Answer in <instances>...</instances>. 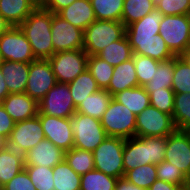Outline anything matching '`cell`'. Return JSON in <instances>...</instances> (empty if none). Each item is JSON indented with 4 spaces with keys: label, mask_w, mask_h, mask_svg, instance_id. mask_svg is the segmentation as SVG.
I'll use <instances>...</instances> for the list:
<instances>
[{
    "label": "cell",
    "mask_w": 190,
    "mask_h": 190,
    "mask_svg": "<svg viewBox=\"0 0 190 190\" xmlns=\"http://www.w3.org/2000/svg\"><path fill=\"white\" fill-rule=\"evenodd\" d=\"M52 12L36 8L20 25L36 59H49L54 54L51 35Z\"/></svg>",
    "instance_id": "6da1fadb"
},
{
    "label": "cell",
    "mask_w": 190,
    "mask_h": 190,
    "mask_svg": "<svg viewBox=\"0 0 190 190\" xmlns=\"http://www.w3.org/2000/svg\"><path fill=\"white\" fill-rule=\"evenodd\" d=\"M126 35L122 22L95 20L84 30L83 50L89 55H97L104 47Z\"/></svg>",
    "instance_id": "7a4b0ae2"
},
{
    "label": "cell",
    "mask_w": 190,
    "mask_h": 190,
    "mask_svg": "<svg viewBox=\"0 0 190 190\" xmlns=\"http://www.w3.org/2000/svg\"><path fill=\"white\" fill-rule=\"evenodd\" d=\"M125 139L107 136L93 152L94 167L106 175L124 177L123 151Z\"/></svg>",
    "instance_id": "3957f363"
},
{
    "label": "cell",
    "mask_w": 190,
    "mask_h": 190,
    "mask_svg": "<svg viewBox=\"0 0 190 190\" xmlns=\"http://www.w3.org/2000/svg\"><path fill=\"white\" fill-rule=\"evenodd\" d=\"M107 136L124 139L136 136V115L114 98L100 119Z\"/></svg>",
    "instance_id": "277c9868"
},
{
    "label": "cell",
    "mask_w": 190,
    "mask_h": 190,
    "mask_svg": "<svg viewBox=\"0 0 190 190\" xmlns=\"http://www.w3.org/2000/svg\"><path fill=\"white\" fill-rule=\"evenodd\" d=\"M70 120L74 136V148L94 151L107 137L99 119L75 112Z\"/></svg>",
    "instance_id": "5b68a950"
},
{
    "label": "cell",
    "mask_w": 190,
    "mask_h": 190,
    "mask_svg": "<svg viewBox=\"0 0 190 190\" xmlns=\"http://www.w3.org/2000/svg\"><path fill=\"white\" fill-rule=\"evenodd\" d=\"M159 35L170 51L179 56L190 46V15H165L159 25Z\"/></svg>",
    "instance_id": "8992f818"
},
{
    "label": "cell",
    "mask_w": 190,
    "mask_h": 190,
    "mask_svg": "<svg viewBox=\"0 0 190 190\" xmlns=\"http://www.w3.org/2000/svg\"><path fill=\"white\" fill-rule=\"evenodd\" d=\"M88 57L83 49H77L56 52L48 60L56 81L70 83L87 69Z\"/></svg>",
    "instance_id": "52a82bcc"
},
{
    "label": "cell",
    "mask_w": 190,
    "mask_h": 190,
    "mask_svg": "<svg viewBox=\"0 0 190 190\" xmlns=\"http://www.w3.org/2000/svg\"><path fill=\"white\" fill-rule=\"evenodd\" d=\"M175 130L172 116L152 105L136 115V137H167Z\"/></svg>",
    "instance_id": "ba28073f"
},
{
    "label": "cell",
    "mask_w": 190,
    "mask_h": 190,
    "mask_svg": "<svg viewBox=\"0 0 190 190\" xmlns=\"http://www.w3.org/2000/svg\"><path fill=\"white\" fill-rule=\"evenodd\" d=\"M36 60L31 45L19 26L0 36V61L31 63Z\"/></svg>",
    "instance_id": "9c48e42d"
},
{
    "label": "cell",
    "mask_w": 190,
    "mask_h": 190,
    "mask_svg": "<svg viewBox=\"0 0 190 190\" xmlns=\"http://www.w3.org/2000/svg\"><path fill=\"white\" fill-rule=\"evenodd\" d=\"M44 139L40 118L36 116L15 122V126L7 139V146L24 155Z\"/></svg>",
    "instance_id": "30bf717a"
},
{
    "label": "cell",
    "mask_w": 190,
    "mask_h": 190,
    "mask_svg": "<svg viewBox=\"0 0 190 190\" xmlns=\"http://www.w3.org/2000/svg\"><path fill=\"white\" fill-rule=\"evenodd\" d=\"M38 104L39 112L48 116L71 118L76 112L68 83L57 82Z\"/></svg>",
    "instance_id": "8fae6325"
},
{
    "label": "cell",
    "mask_w": 190,
    "mask_h": 190,
    "mask_svg": "<svg viewBox=\"0 0 190 190\" xmlns=\"http://www.w3.org/2000/svg\"><path fill=\"white\" fill-rule=\"evenodd\" d=\"M57 81L48 59H36L30 63L25 93L38 103L56 85Z\"/></svg>",
    "instance_id": "7c38bea8"
},
{
    "label": "cell",
    "mask_w": 190,
    "mask_h": 190,
    "mask_svg": "<svg viewBox=\"0 0 190 190\" xmlns=\"http://www.w3.org/2000/svg\"><path fill=\"white\" fill-rule=\"evenodd\" d=\"M51 35L54 54L83 49L84 31L54 13H52Z\"/></svg>",
    "instance_id": "4fadbf2b"
},
{
    "label": "cell",
    "mask_w": 190,
    "mask_h": 190,
    "mask_svg": "<svg viewBox=\"0 0 190 190\" xmlns=\"http://www.w3.org/2000/svg\"><path fill=\"white\" fill-rule=\"evenodd\" d=\"M164 160L175 165L190 180V131L176 129L166 137Z\"/></svg>",
    "instance_id": "5bb4252c"
},
{
    "label": "cell",
    "mask_w": 190,
    "mask_h": 190,
    "mask_svg": "<svg viewBox=\"0 0 190 190\" xmlns=\"http://www.w3.org/2000/svg\"><path fill=\"white\" fill-rule=\"evenodd\" d=\"M45 139L50 140L64 152L74 147V136L70 118H60L41 114L38 111Z\"/></svg>",
    "instance_id": "9a60e30c"
},
{
    "label": "cell",
    "mask_w": 190,
    "mask_h": 190,
    "mask_svg": "<svg viewBox=\"0 0 190 190\" xmlns=\"http://www.w3.org/2000/svg\"><path fill=\"white\" fill-rule=\"evenodd\" d=\"M65 158V152L50 140L44 139L24 154V165L53 168Z\"/></svg>",
    "instance_id": "2e32d148"
},
{
    "label": "cell",
    "mask_w": 190,
    "mask_h": 190,
    "mask_svg": "<svg viewBox=\"0 0 190 190\" xmlns=\"http://www.w3.org/2000/svg\"><path fill=\"white\" fill-rule=\"evenodd\" d=\"M1 104L15 122L28 120L38 115V102L25 92L9 94Z\"/></svg>",
    "instance_id": "e0dca14e"
},
{
    "label": "cell",
    "mask_w": 190,
    "mask_h": 190,
    "mask_svg": "<svg viewBox=\"0 0 190 190\" xmlns=\"http://www.w3.org/2000/svg\"><path fill=\"white\" fill-rule=\"evenodd\" d=\"M164 15L155 7L142 19L126 26V37L128 40H146L155 38L159 34V25Z\"/></svg>",
    "instance_id": "ac0fdd59"
},
{
    "label": "cell",
    "mask_w": 190,
    "mask_h": 190,
    "mask_svg": "<svg viewBox=\"0 0 190 190\" xmlns=\"http://www.w3.org/2000/svg\"><path fill=\"white\" fill-rule=\"evenodd\" d=\"M30 63L0 61V69L9 94L24 93L27 87Z\"/></svg>",
    "instance_id": "d6986e66"
},
{
    "label": "cell",
    "mask_w": 190,
    "mask_h": 190,
    "mask_svg": "<svg viewBox=\"0 0 190 190\" xmlns=\"http://www.w3.org/2000/svg\"><path fill=\"white\" fill-rule=\"evenodd\" d=\"M57 15L83 31L96 20L90 0H76Z\"/></svg>",
    "instance_id": "ffe728a7"
},
{
    "label": "cell",
    "mask_w": 190,
    "mask_h": 190,
    "mask_svg": "<svg viewBox=\"0 0 190 190\" xmlns=\"http://www.w3.org/2000/svg\"><path fill=\"white\" fill-rule=\"evenodd\" d=\"M133 54L148 56L159 62L168 61L175 57L163 38L156 34L155 38L146 40H129Z\"/></svg>",
    "instance_id": "44dd1931"
},
{
    "label": "cell",
    "mask_w": 190,
    "mask_h": 190,
    "mask_svg": "<svg viewBox=\"0 0 190 190\" xmlns=\"http://www.w3.org/2000/svg\"><path fill=\"white\" fill-rule=\"evenodd\" d=\"M150 164L148 142L143 137L125 139L123 151L124 172Z\"/></svg>",
    "instance_id": "7402d4cb"
},
{
    "label": "cell",
    "mask_w": 190,
    "mask_h": 190,
    "mask_svg": "<svg viewBox=\"0 0 190 190\" xmlns=\"http://www.w3.org/2000/svg\"><path fill=\"white\" fill-rule=\"evenodd\" d=\"M139 87L133 58L114 67L112 79L106 90L114 96L126 89Z\"/></svg>",
    "instance_id": "603a6c76"
},
{
    "label": "cell",
    "mask_w": 190,
    "mask_h": 190,
    "mask_svg": "<svg viewBox=\"0 0 190 190\" xmlns=\"http://www.w3.org/2000/svg\"><path fill=\"white\" fill-rule=\"evenodd\" d=\"M24 155L5 147L0 149V188L24 169Z\"/></svg>",
    "instance_id": "cb8c5ba5"
},
{
    "label": "cell",
    "mask_w": 190,
    "mask_h": 190,
    "mask_svg": "<svg viewBox=\"0 0 190 190\" xmlns=\"http://www.w3.org/2000/svg\"><path fill=\"white\" fill-rule=\"evenodd\" d=\"M35 9L30 0H0V14L12 26H19Z\"/></svg>",
    "instance_id": "d4e9b609"
},
{
    "label": "cell",
    "mask_w": 190,
    "mask_h": 190,
    "mask_svg": "<svg viewBox=\"0 0 190 190\" xmlns=\"http://www.w3.org/2000/svg\"><path fill=\"white\" fill-rule=\"evenodd\" d=\"M113 98L135 115H138L150 105L149 94L142 86L126 89L115 94Z\"/></svg>",
    "instance_id": "484cf974"
},
{
    "label": "cell",
    "mask_w": 190,
    "mask_h": 190,
    "mask_svg": "<svg viewBox=\"0 0 190 190\" xmlns=\"http://www.w3.org/2000/svg\"><path fill=\"white\" fill-rule=\"evenodd\" d=\"M97 56L108 64L116 67L121 63L132 59L133 50L126 35L117 41L112 42L108 46L104 47Z\"/></svg>",
    "instance_id": "4316f807"
},
{
    "label": "cell",
    "mask_w": 190,
    "mask_h": 190,
    "mask_svg": "<svg viewBox=\"0 0 190 190\" xmlns=\"http://www.w3.org/2000/svg\"><path fill=\"white\" fill-rule=\"evenodd\" d=\"M113 96L106 90L99 91L89 95L77 108L76 112L101 119Z\"/></svg>",
    "instance_id": "83f0119b"
},
{
    "label": "cell",
    "mask_w": 190,
    "mask_h": 190,
    "mask_svg": "<svg viewBox=\"0 0 190 190\" xmlns=\"http://www.w3.org/2000/svg\"><path fill=\"white\" fill-rule=\"evenodd\" d=\"M75 107L77 108L89 95L100 90L96 80L86 69L72 82L68 83Z\"/></svg>",
    "instance_id": "f1b7e54d"
},
{
    "label": "cell",
    "mask_w": 190,
    "mask_h": 190,
    "mask_svg": "<svg viewBox=\"0 0 190 190\" xmlns=\"http://www.w3.org/2000/svg\"><path fill=\"white\" fill-rule=\"evenodd\" d=\"M54 190H80L81 175L65 159L53 167Z\"/></svg>",
    "instance_id": "f546056e"
},
{
    "label": "cell",
    "mask_w": 190,
    "mask_h": 190,
    "mask_svg": "<svg viewBox=\"0 0 190 190\" xmlns=\"http://www.w3.org/2000/svg\"><path fill=\"white\" fill-rule=\"evenodd\" d=\"M174 67L175 57L168 61L160 62L151 82H148L145 86H143L147 93L149 94L150 92L162 90L164 88L172 89Z\"/></svg>",
    "instance_id": "4dcf8cb0"
},
{
    "label": "cell",
    "mask_w": 190,
    "mask_h": 190,
    "mask_svg": "<svg viewBox=\"0 0 190 190\" xmlns=\"http://www.w3.org/2000/svg\"><path fill=\"white\" fill-rule=\"evenodd\" d=\"M154 8L152 0H124L121 22L126 27L142 19Z\"/></svg>",
    "instance_id": "1f68e13d"
},
{
    "label": "cell",
    "mask_w": 190,
    "mask_h": 190,
    "mask_svg": "<svg viewBox=\"0 0 190 190\" xmlns=\"http://www.w3.org/2000/svg\"><path fill=\"white\" fill-rule=\"evenodd\" d=\"M117 179L94 169L81 175L80 190H115Z\"/></svg>",
    "instance_id": "d6a6232c"
},
{
    "label": "cell",
    "mask_w": 190,
    "mask_h": 190,
    "mask_svg": "<svg viewBox=\"0 0 190 190\" xmlns=\"http://www.w3.org/2000/svg\"><path fill=\"white\" fill-rule=\"evenodd\" d=\"M65 161L79 175L95 169L93 152L79 148H72L65 152Z\"/></svg>",
    "instance_id": "836d02e7"
},
{
    "label": "cell",
    "mask_w": 190,
    "mask_h": 190,
    "mask_svg": "<svg viewBox=\"0 0 190 190\" xmlns=\"http://www.w3.org/2000/svg\"><path fill=\"white\" fill-rule=\"evenodd\" d=\"M97 20L121 22L124 0H90Z\"/></svg>",
    "instance_id": "e575fe53"
},
{
    "label": "cell",
    "mask_w": 190,
    "mask_h": 190,
    "mask_svg": "<svg viewBox=\"0 0 190 190\" xmlns=\"http://www.w3.org/2000/svg\"><path fill=\"white\" fill-rule=\"evenodd\" d=\"M172 118L177 130H190V93L175 94Z\"/></svg>",
    "instance_id": "d590c367"
},
{
    "label": "cell",
    "mask_w": 190,
    "mask_h": 190,
    "mask_svg": "<svg viewBox=\"0 0 190 190\" xmlns=\"http://www.w3.org/2000/svg\"><path fill=\"white\" fill-rule=\"evenodd\" d=\"M87 70L96 80L100 89H106L114 72V67L108 64L97 55L89 56L87 62Z\"/></svg>",
    "instance_id": "8d00e7d4"
},
{
    "label": "cell",
    "mask_w": 190,
    "mask_h": 190,
    "mask_svg": "<svg viewBox=\"0 0 190 190\" xmlns=\"http://www.w3.org/2000/svg\"><path fill=\"white\" fill-rule=\"evenodd\" d=\"M124 177L132 184L148 190L157 180L156 165L146 164L129 170Z\"/></svg>",
    "instance_id": "74e56055"
},
{
    "label": "cell",
    "mask_w": 190,
    "mask_h": 190,
    "mask_svg": "<svg viewBox=\"0 0 190 190\" xmlns=\"http://www.w3.org/2000/svg\"><path fill=\"white\" fill-rule=\"evenodd\" d=\"M24 169L37 190H54L53 168L25 165Z\"/></svg>",
    "instance_id": "f35d334b"
},
{
    "label": "cell",
    "mask_w": 190,
    "mask_h": 190,
    "mask_svg": "<svg viewBox=\"0 0 190 190\" xmlns=\"http://www.w3.org/2000/svg\"><path fill=\"white\" fill-rule=\"evenodd\" d=\"M133 61L137 73V80L139 86H145L151 82L154 73L157 71V66L160 63L148 56L133 54Z\"/></svg>",
    "instance_id": "ab89813d"
},
{
    "label": "cell",
    "mask_w": 190,
    "mask_h": 190,
    "mask_svg": "<svg viewBox=\"0 0 190 190\" xmlns=\"http://www.w3.org/2000/svg\"><path fill=\"white\" fill-rule=\"evenodd\" d=\"M172 90L175 94L190 93V67L175 56Z\"/></svg>",
    "instance_id": "60d3db41"
},
{
    "label": "cell",
    "mask_w": 190,
    "mask_h": 190,
    "mask_svg": "<svg viewBox=\"0 0 190 190\" xmlns=\"http://www.w3.org/2000/svg\"><path fill=\"white\" fill-rule=\"evenodd\" d=\"M157 179L178 186L186 185L190 180L175 165L163 160L156 165Z\"/></svg>",
    "instance_id": "b9f144b4"
},
{
    "label": "cell",
    "mask_w": 190,
    "mask_h": 190,
    "mask_svg": "<svg viewBox=\"0 0 190 190\" xmlns=\"http://www.w3.org/2000/svg\"><path fill=\"white\" fill-rule=\"evenodd\" d=\"M174 98L175 93L170 88L149 93L150 105L171 116H173Z\"/></svg>",
    "instance_id": "7bdbcfd3"
},
{
    "label": "cell",
    "mask_w": 190,
    "mask_h": 190,
    "mask_svg": "<svg viewBox=\"0 0 190 190\" xmlns=\"http://www.w3.org/2000/svg\"><path fill=\"white\" fill-rule=\"evenodd\" d=\"M148 142L150 164L157 165L165 159L166 137H143Z\"/></svg>",
    "instance_id": "ee69618b"
},
{
    "label": "cell",
    "mask_w": 190,
    "mask_h": 190,
    "mask_svg": "<svg viewBox=\"0 0 190 190\" xmlns=\"http://www.w3.org/2000/svg\"><path fill=\"white\" fill-rule=\"evenodd\" d=\"M156 8L165 15H190V0H161Z\"/></svg>",
    "instance_id": "f6af8a7d"
},
{
    "label": "cell",
    "mask_w": 190,
    "mask_h": 190,
    "mask_svg": "<svg viewBox=\"0 0 190 190\" xmlns=\"http://www.w3.org/2000/svg\"><path fill=\"white\" fill-rule=\"evenodd\" d=\"M0 190H37L33 185L25 169L18 173L8 183L3 185Z\"/></svg>",
    "instance_id": "bcb514c9"
},
{
    "label": "cell",
    "mask_w": 190,
    "mask_h": 190,
    "mask_svg": "<svg viewBox=\"0 0 190 190\" xmlns=\"http://www.w3.org/2000/svg\"><path fill=\"white\" fill-rule=\"evenodd\" d=\"M15 126V121L6 112L4 106L0 103V135L8 139L12 129Z\"/></svg>",
    "instance_id": "7dc6e473"
},
{
    "label": "cell",
    "mask_w": 190,
    "mask_h": 190,
    "mask_svg": "<svg viewBox=\"0 0 190 190\" xmlns=\"http://www.w3.org/2000/svg\"><path fill=\"white\" fill-rule=\"evenodd\" d=\"M76 0H47L46 3L41 7L44 10L50 11L57 14L60 10L69 6Z\"/></svg>",
    "instance_id": "c3c4849f"
},
{
    "label": "cell",
    "mask_w": 190,
    "mask_h": 190,
    "mask_svg": "<svg viewBox=\"0 0 190 190\" xmlns=\"http://www.w3.org/2000/svg\"><path fill=\"white\" fill-rule=\"evenodd\" d=\"M115 190H146V189L140 188L132 184L125 177H121L117 179Z\"/></svg>",
    "instance_id": "681fc988"
},
{
    "label": "cell",
    "mask_w": 190,
    "mask_h": 190,
    "mask_svg": "<svg viewBox=\"0 0 190 190\" xmlns=\"http://www.w3.org/2000/svg\"><path fill=\"white\" fill-rule=\"evenodd\" d=\"M177 187L178 185L157 179L148 190H175Z\"/></svg>",
    "instance_id": "f907efd6"
},
{
    "label": "cell",
    "mask_w": 190,
    "mask_h": 190,
    "mask_svg": "<svg viewBox=\"0 0 190 190\" xmlns=\"http://www.w3.org/2000/svg\"><path fill=\"white\" fill-rule=\"evenodd\" d=\"M9 95L7 84L0 69V103Z\"/></svg>",
    "instance_id": "816d5d0a"
},
{
    "label": "cell",
    "mask_w": 190,
    "mask_h": 190,
    "mask_svg": "<svg viewBox=\"0 0 190 190\" xmlns=\"http://www.w3.org/2000/svg\"><path fill=\"white\" fill-rule=\"evenodd\" d=\"M12 25L0 14V36L7 32Z\"/></svg>",
    "instance_id": "f5cc1de1"
},
{
    "label": "cell",
    "mask_w": 190,
    "mask_h": 190,
    "mask_svg": "<svg viewBox=\"0 0 190 190\" xmlns=\"http://www.w3.org/2000/svg\"><path fill=\"white\" fill-rule=\"evenodd\" d=\"M185 64L190 67V46L178 56Z\"/></svg>",
    "instance_id": "db71d44e"
},
{
    "label": "cell",
    "mask_w": 190,
    "mask_h": 190,
    "mask_svg": "<svg viewBox=\"0 0 190 190\" xmlns=\"http://www.w3.org/2000/svg\"><path fill=\"white\" fill-rule=\"evenodd\" d=\"M35 6L36 8L38 7H42L47 0H30Z\"/></svg>",
    "instance_id": "11a10c76"
},
{
    "label": "cell",
    "mask_w": 190,
    "mask_h": 190,
    "mask_svg": "<svg viewBox=\"0 0 190 190\" xmlns=\"http://www.w3.org/2000/svg\"><path fill=\"white\" fill-rule=\"evenodd\" d=\"M175 190H190V182L186 185L178 186Z\"/></svg>",
    "instance_id": "9f6ffc18"
},
{
    "label": "cell",
    "mask_w": 190,
    "mask_h": 190,
    "mask_svg": "<svg viewBox=\"0 0 190 190\" xmlns=\"http://www.w3.org/2000/svg\"><path fill=\"white\" fill-rule=\"evenodd\" d=\"M0 143H7V139L0 135Z\"/></svg>",
    "instance_id": "6f0895ef"
},
{
    "label": "cell",
    "mask_w": 190,
    "mask_h": 190,
    "mask_svg": "<svg viewBox=\"0 0 190 190\" xmlns=\"http://www.w3.org/2000/svg\"><path fill=\"white\" fill-rule=\"evenodd\" d=\"M161 0H152L153 4L155 5V7L160 3Z\"/></svg>",
    "instance_id": "680465c9"
},
{
    "label": "cell",
    "mask_w": 190,
    "mask_h": 190,
    "mask_svg": "<svg viewBox=\"0 0 190 190\" xmlns=\"http://www.w3.org/2000/svg\"><path fill=\"white\" fill-rule=\"evenodd\" d=\"M7 147V143H0V149Z\"/></svg>",
    "instance_id": "91938a15"
}]
</instances>
